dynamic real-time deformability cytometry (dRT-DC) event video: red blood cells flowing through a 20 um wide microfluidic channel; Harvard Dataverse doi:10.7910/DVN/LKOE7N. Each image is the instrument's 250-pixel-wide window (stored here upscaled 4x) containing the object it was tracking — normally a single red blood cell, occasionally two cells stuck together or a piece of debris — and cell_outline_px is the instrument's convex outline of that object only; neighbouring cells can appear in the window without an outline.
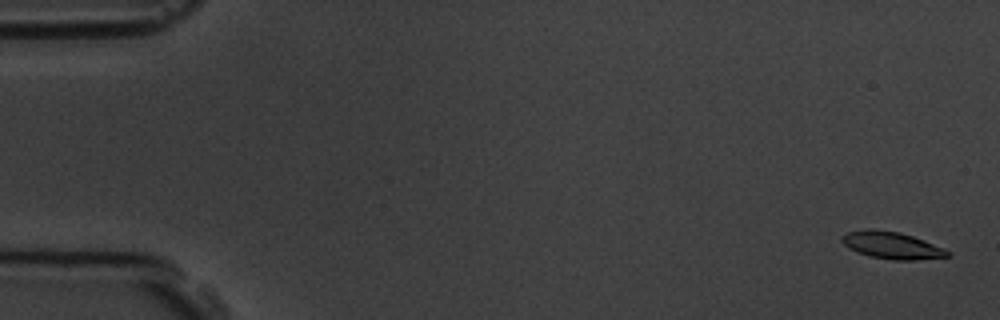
{"species": "common noctule bat (a hibernating species)", "species_latin": "Nyctalus noctula", "temperature_condition": "room temperature", "stored_images_in_passage": 5, "camera_frame_rate_fps": 3000, "um_per_image_px": 0.085, "animal": {"sex": "male", "body_mass_g": 19.5, "forearm_length_mm": 54.6}, "frame": {"image": 1, "passage_image": 1, "time_ms": 0.0, "image_size_px": [1000, 320], "cell_outline_px": [[952, 256], [916, 260], [892, 260], [872, 256], [856, 252], [848, 248], [840, 240], [840, 236], [848, 232], [864, 228], [872, 228], [900, 232], [924, 240], [944, 248]], "centroid_in_image_um": [75.77, 20.84], "position_along_channel_um": 9.2, "area_um2": 16.82}}
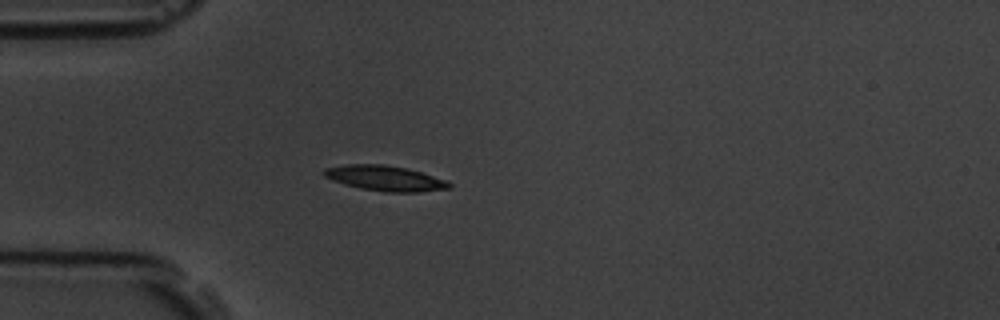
{"frame": {"image": 2, "passage_image": 5, "time_ms": 4.667, "image_size_px": [1000, 320], "cell_outline_px": [[452, 188], [420, 192], [384, 192], [360, 188], [344, 184], [332, 180], [324, 176], [324, 168], [344, 164], [384, 164], [408, 168], [448, 180], [452, 184]], "centroid_in_image_um": [32.77, 15.15], "position_along_channel_um": 52.2, "area_um2": 18.67}}